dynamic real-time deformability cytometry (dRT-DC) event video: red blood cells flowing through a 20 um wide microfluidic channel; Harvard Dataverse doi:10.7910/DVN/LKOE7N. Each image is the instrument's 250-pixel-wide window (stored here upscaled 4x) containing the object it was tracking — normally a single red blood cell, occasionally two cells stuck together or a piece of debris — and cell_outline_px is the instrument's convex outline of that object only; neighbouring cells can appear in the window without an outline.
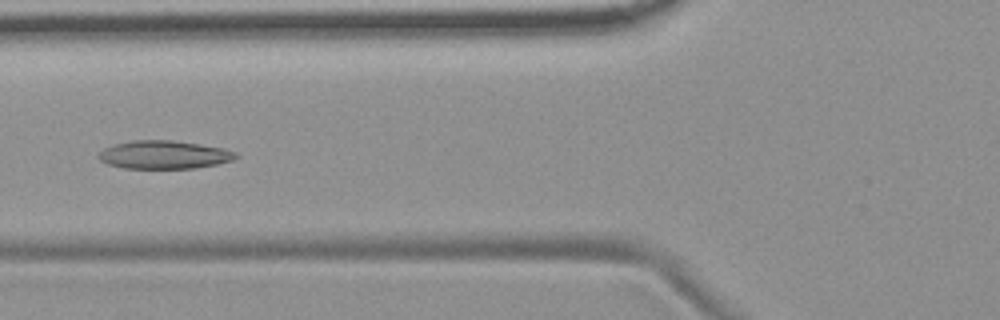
{"species": "common noctule bat (a hibernating species)", "species_latin": "Nyctalus noctula", "temperature_condition": "room temperature", "stored_images_in_passage": 7, "camera_frame_rate_fps": 3000, "um_per_image_px": 0.085, "animal": {"sex": "female", "body_mass_g": 19.9}, "frame": {"image": 1, "passage_image": 5, "time_ms": 4.667, "image_size_px": [1000, 320], "cell_outline_px": [[240, 156], [232, 160], [216, 164], [196, 168], [124, 168], [108, 164], [100, 160], [96, 156], [104, 148], [116, 144], [132, 140], [172, 140], [200, 144], [224, 148], [236, 152]], "centroid_in_image_um": [13.96, 13.15], "position_along_channel_um": 111.8, "area_um2": 22.54}}
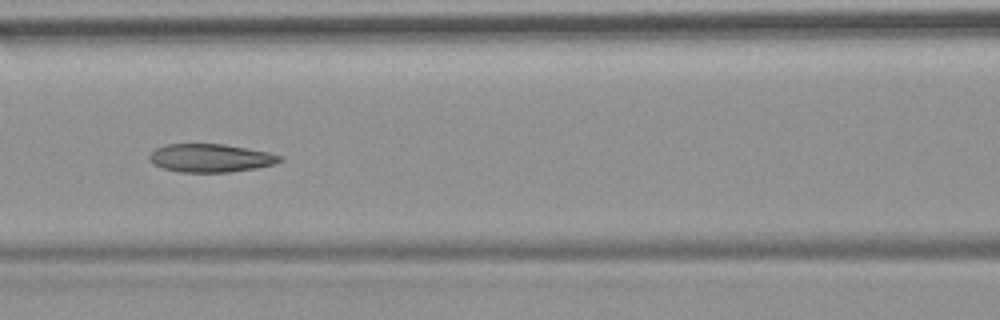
{"frame": {"image": 2, "passage_image": 6, "time_ms": 5.667, "image_size_px": [1000, 320], "cell_outline_px": [[284, 160], [272, 164], [256, 168], [228, 172], [180, 172], [164, 168], [152, 164], [148, 160], [148, 156], [156, 148], [164, 144], [224, 144], [268, 152], [284, 156]], "centroid_in_image_um": [17.88, 13.43], "position_along_channel_um": 148.7, "area_um2": 21.5}}
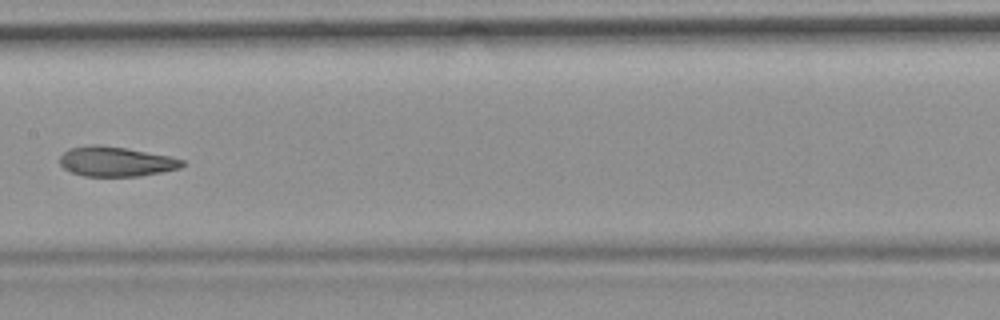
{"frame": {"image": 3, "passage_image": 7, "time_ms": 7.0, "image_size_px": [1000, 320], "cell_outline_px": [[188, 164], [180, 168], [140, 176], [84, 176], [72, 172], [64, 168], [60, 164], [60, 156], [68, 148], [92, 144], [96, 144], [124, 148], [168, 156], [184, 160]], "centroid_in_image_um": [9.85, 13.73], "position_along_channel_um": 197.6, "area_um2": 21.15}}